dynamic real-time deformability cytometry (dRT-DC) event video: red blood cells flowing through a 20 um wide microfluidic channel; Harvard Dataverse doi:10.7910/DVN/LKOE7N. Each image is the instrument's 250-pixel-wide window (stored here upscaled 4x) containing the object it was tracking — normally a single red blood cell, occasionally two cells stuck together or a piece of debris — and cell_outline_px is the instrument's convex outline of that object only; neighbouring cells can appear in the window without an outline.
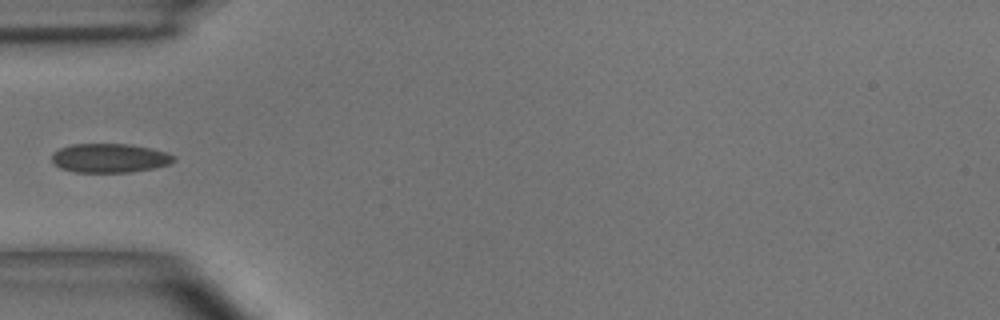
{"species": "common noctule bat (a hibernating species)", "species_latin": "Nyctalus noctula", "temperature_condition": "room temperature", "stored_images_in_passage": 3, "camera_frame_rate_fps": 3000, "um_per_image_px": 0.085, "animal": {"sex": "male", "body_mass_g": 15.6}, "frame": {"image": 1, "passage_image": 1, "time_ms": 0.0, "image_size_px": [1000, 320], "cell_outline_px": [[176, 160], [168, 164], [152, 168], [132, 172], [76, 172], [60, 168], [52, 160], [52, 152], [60, 148], [72, 144], [132, 144], [152, 148], [168, 152], [176, 156]], "centroid_in_image_um": [9.35, 13.42], "position_along_channel_um": 75.7, "area_um2": 20.75}}